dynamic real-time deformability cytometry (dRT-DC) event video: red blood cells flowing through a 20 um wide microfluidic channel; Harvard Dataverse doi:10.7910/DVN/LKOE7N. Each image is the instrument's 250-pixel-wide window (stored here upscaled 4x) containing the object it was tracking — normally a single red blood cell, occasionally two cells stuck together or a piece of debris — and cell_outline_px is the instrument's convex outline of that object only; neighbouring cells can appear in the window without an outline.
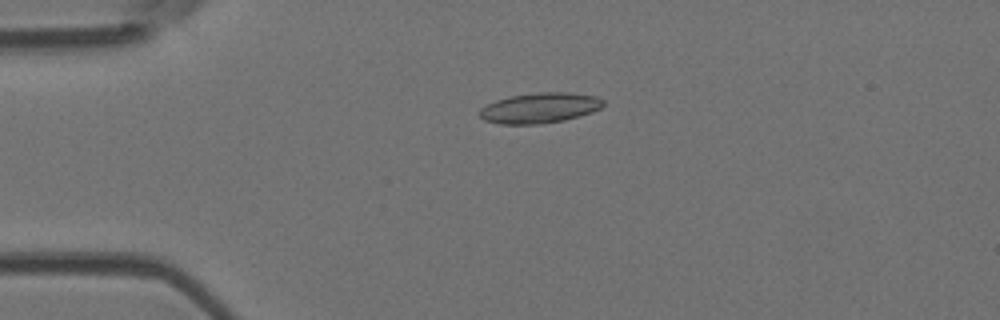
{"species": "Egyptian fruit bat (a non-hibernating species)", "species_latin": "Rousettus aegyptiacus", "temperature_condition": "room temperature", "stored_images_in_passage": 50, "camera_frame_rate_fps": 3000, "um_per_image_px": 0.085, "animal": {"sex": "female"}, "frame": {"image": 1, "passage_image": 12, "time_ms": 3.667, "image_size_px": [1000, 320], "cell_outline_px": [[604, 104], [600, 108], [592, 112], [580, 116], [564, 120], [540, 124], [500, 124], [484, 120], [480, 116], [480, 108], [496, 100], [508, 96], [536, 92], [568, 92], [596, 96], [604, 100]], "centroid_in_image_um": [45.88, 9.17], "position_along_channel_um": 39.1, "area_um2": 21.96}}
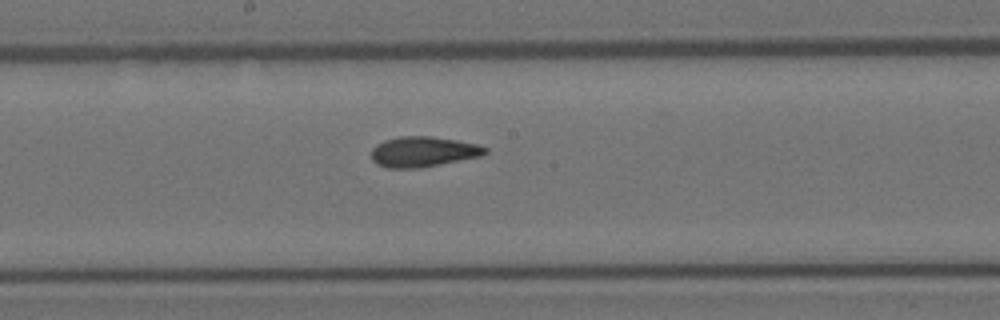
{"frame": {"image": 2, "passage_image": 27, "time_ms": 8.667, "image_size_px": [1000, 320], "cell_outline_px": [[488, 152], [480, 156], [420, 168], [388, 168], [376, 164], [372, 160], [372, 148], [376, 144], [384, 140], [400, 136], [432, 136], [456, 140], [476, 144], [488, 148]], "centroid_in_image_um": [35.94, 12.89], "position_along_channel_um": 212.3, "area_um2": 20.11}}
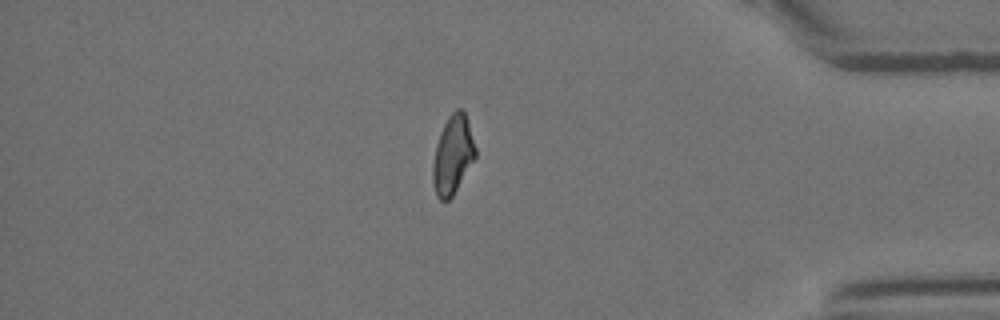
{"frame": {"image": 3, "passage_image": 43, "time_ms": 14.0, "image_size_px": [1000, 320], "cell_outline_px": [[476, 156], [452, 196], [448, 200], [440, 200], [436, 196], [432, 184], [432, 164], [436, 144], [440, 132], [448, 116], [456, 108], [464, 108], [476, 148]], "centroid_in_image_um": [38.47, 13.14], "position_along_channel_um": 396.7, "area_um2": 19.59}, "authors_computed_cell_mechanics": {"area_um2": 20.1144, "velocity_mm_per_s": 4.0582, "shape_relaxation_time_tau1_ms": null, "shape_relaxation_time_tau2_ms": 1.9563, "deformation_change_tau1": null, "deformation_change_tau2": 0.0911}}